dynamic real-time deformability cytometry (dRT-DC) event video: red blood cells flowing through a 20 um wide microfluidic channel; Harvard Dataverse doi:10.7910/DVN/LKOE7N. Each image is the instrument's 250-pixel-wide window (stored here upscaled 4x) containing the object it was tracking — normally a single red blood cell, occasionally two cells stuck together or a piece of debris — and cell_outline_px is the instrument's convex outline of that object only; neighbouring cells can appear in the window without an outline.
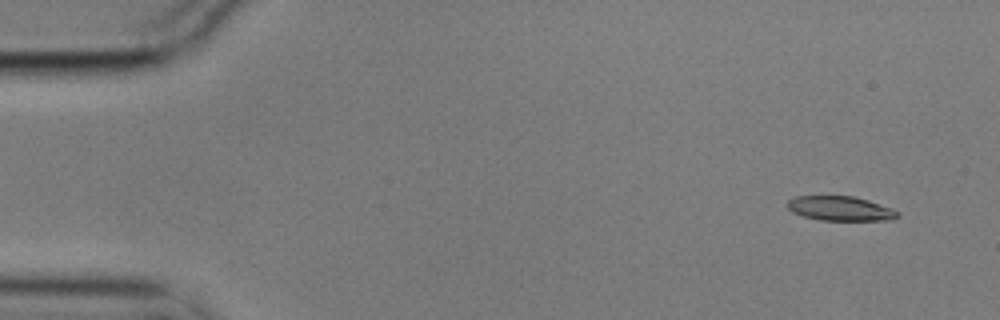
{"species": "common noctule bat (a hibernating species)", "species_latin": "Nyctalus noctula", "temperature_condition": "cold", "stored_images_in_passage": 4, "camera_frame_rate_fps": 3000, "um_per_image_px": 0.085, "animal": {"sex": "male", "body_mass_g": 17.9}, "frame": {"image": 1, "passage_image": 1, "time_ms": 0.0, "image_size_px": [1000, 320], "cell_outline_px": [[900, 216], [892, 220], [820, 220], [804, 216], [792, 212], [788, 208], [788, 200], [796, 196], [852, 196], [868, 200], [892, 208], [900, 212]], "centroid_in_image_um": [71.46, 17.72], "position_along_channel_um": 13.5, "area_um2": 15.72}}